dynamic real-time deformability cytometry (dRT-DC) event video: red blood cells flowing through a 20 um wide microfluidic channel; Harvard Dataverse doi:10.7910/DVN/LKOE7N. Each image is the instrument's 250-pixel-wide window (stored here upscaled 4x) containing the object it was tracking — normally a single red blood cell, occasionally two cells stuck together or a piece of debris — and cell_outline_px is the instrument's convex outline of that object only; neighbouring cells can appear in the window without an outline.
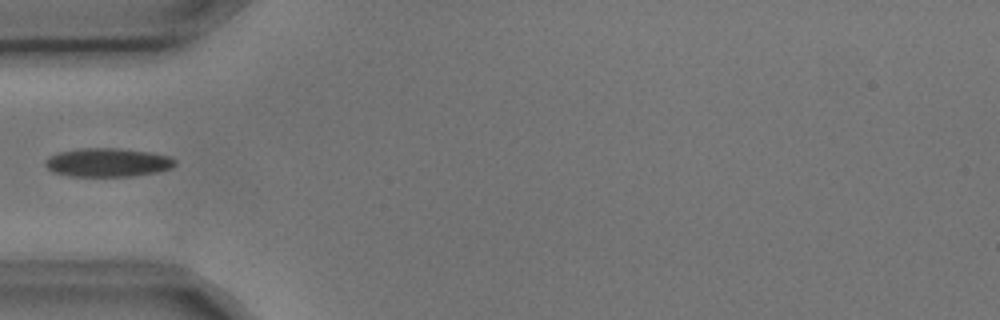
{"species": "common noctule bat (a hibernating species)", "species_latin": "Nyctalus noctula", "temperature_condition": "cold", "stored_images_in_passage": 5, "camera_frame_rate_fps": 3000, "um_per_image_px": 0.085, "animal": {"sex": "male", "body_mass_g": 17.9, "forearm_length_mm": 54.2}, "frame": {"image": 1, "passage_image": 5, "time_ms": 1.333, "image_size_px": [1000, 320], "cell_outline_px": [[176, 164], [172, 168], [156, 172], [132, 176], [68, 176], [52, 172], [44, 164], [44, 160], [48, 156], [60, 152], [80, 148], [120, 148], [148, 152], [168, 156], [176, 160]], "centroid_in_image_um": [9.12, 13.81], "position_along_channel_um": 75.9, "area_um2": 21.73}}